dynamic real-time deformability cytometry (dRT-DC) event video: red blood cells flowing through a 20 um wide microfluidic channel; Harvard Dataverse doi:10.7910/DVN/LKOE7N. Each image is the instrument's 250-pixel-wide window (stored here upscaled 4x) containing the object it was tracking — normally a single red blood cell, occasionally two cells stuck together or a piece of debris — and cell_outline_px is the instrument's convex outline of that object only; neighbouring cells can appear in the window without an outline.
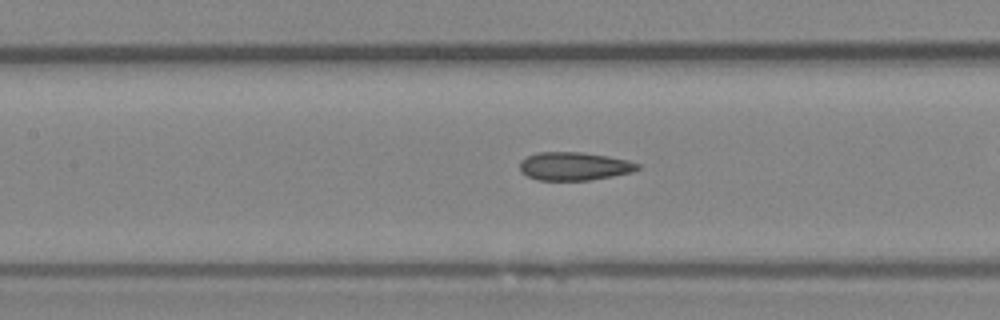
{"species": "Egyptian fruit bat (a non-hibernating species)", "species_latin": "Rousettus aegyptiacus", "temperature_condition": "room temperature", "stored_images_in_passage": 50, "camera_frame_rate_fps": 3000, "um_per_image_px": 0.085, "animal": {"sex": "female"}, "frame": {"image": 1, "passage_image": 22, "time_ms": 7.0, "image_size_px": [1000, 320], "cell_outline_px": [[640, 168], [632, 172], [612, 176], [588, 180], [536, 180], [520, 172], [520, 160], [536, 152], [580, 152], [608, 156], [628, 160], [640, 164]], "centroid_in_image_um": [48.79, 14.12], "position_along_channel_um": 158.6, "area_um2": 19.42}}